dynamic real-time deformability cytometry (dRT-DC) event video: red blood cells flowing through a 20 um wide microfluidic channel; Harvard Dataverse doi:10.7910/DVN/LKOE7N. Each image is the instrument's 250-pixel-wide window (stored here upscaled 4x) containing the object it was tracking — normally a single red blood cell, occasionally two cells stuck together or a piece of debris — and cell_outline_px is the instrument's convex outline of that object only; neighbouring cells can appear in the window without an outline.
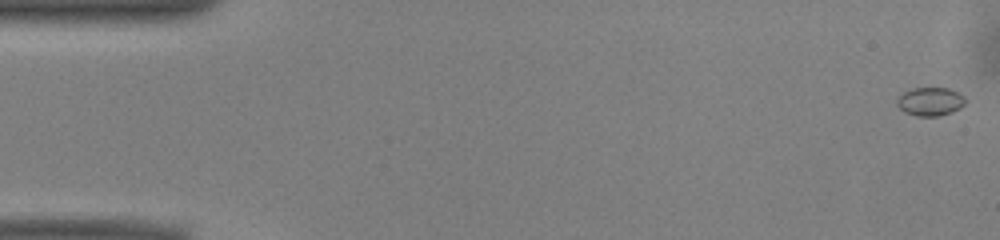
{"species": "common noctule bat (a hibernating species)", "species_latin": "Nyctalus noctula", "temperature_condition": "warm", "stored_images_in_passage": 52, "camera_frame_rate_fps": 3000, "um_per_image_px": 0.085, "animal": {"sex": "male", "body_mass_g": 13.0, "forearm_length_mm": 53.1}, "frame": {"image": 1, "passage_image": 1, "time_ms": 0.0, "image_size_px": [1000, 240], "cell_outline_px": [[968, 100], [960, 108], [952, 112], [940, 116], [916, 116], [904, 112], [896, 104], [896, 100], [904, 92], [912, 88], [948, 88], [964, 96]], "centroid_in_image_um": [79.08, 8.64], "position_along_channel_um": 5.9, "area_um2": 11.39}}
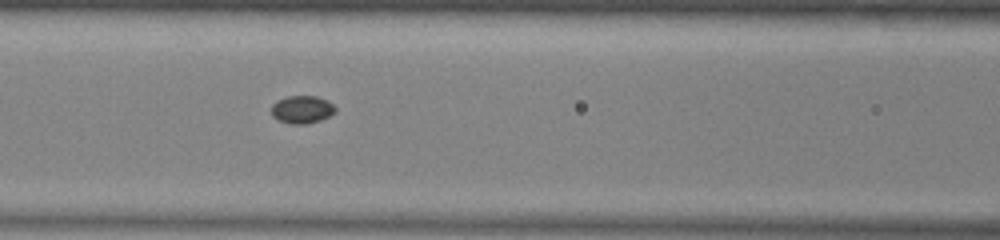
{"frame": {"image": 2, "passage_image": 22, "time_ms": 7.0, "image_size_px": [1000, 240], "cell_outline_px": [[336, 112], [320, 120], [304, 124], [292, 124], [280, 120], [272, 116], [272, 104], [276, 100], [288, 96], [316, 96], [328, 100], [336, 108]], "centroid_in_image_um": [25.68, 9.29], "position_along_channel_um": 140.9, "area_um2": 10.29}}
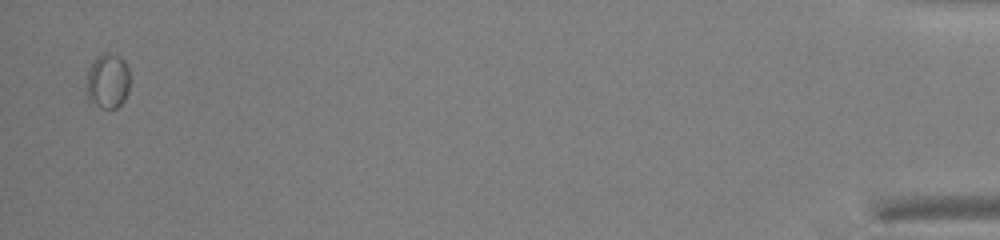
{"frame": {"image": 3, "passage_image": 51, "time_ms": 16.667, "image_size_px": [1000, 240], "cell_outline_px": [[128, 92], [124, 100], [116, 108], [100, 108], [88, 100], [84, 88], [84, 84], [88, 68], [92, 60], [96, 56], [104, 52], [120, 56], [124, 60], [128, 68]], "centroid_in_image_um": [9.09, 6.88], "position_along_channel_um": 426.1, "area_um2": 14.39}, "authors_computed_cell_mechanics": {"area_um2": 10.4329, "velocity_mm_per_s": 3.9522, "shape_relaxation_time_tau1_ms": 4.1545, "shape_relaxation_time_tau2_ms": null, "deformation_change_tau1": 0.0671, "deformation_change_tau2": null}}